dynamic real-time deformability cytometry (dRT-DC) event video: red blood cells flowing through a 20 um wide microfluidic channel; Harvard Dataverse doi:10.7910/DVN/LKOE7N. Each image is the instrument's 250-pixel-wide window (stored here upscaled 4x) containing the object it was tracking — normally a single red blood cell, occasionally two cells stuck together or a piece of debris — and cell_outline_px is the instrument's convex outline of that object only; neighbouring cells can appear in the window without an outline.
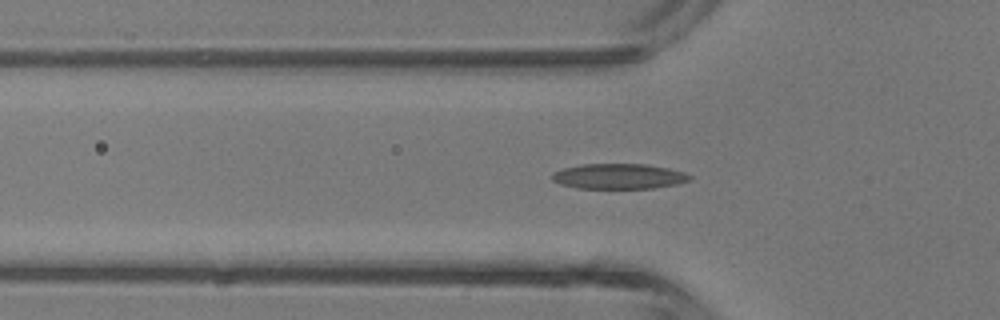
{"species": "common noctule bat (a hibernating species)", "species_latin": "Nyctalus noctula", "temperature_condition": "room temperature", "stored_images_in_passage": 33, "camera_frame_rate_fps": 3000, "um_per_image_px": 0.085, "animal": {"sex": "male", "body_mass_g": 13.3}, "frame": {"image": 1, "passage_image": 9, "time_ms": 2.667, "image_size_px": [1000, 320], "cell_outline_px": [[692, 176], [688, 180], [676, 184], [652, 188], [576, 188], [560, 184], [552, 180], [552, 172], [564, 168], [580, 164], [644, 164], [668, 168], [684, 172]], "centroid_in_image_um": [52.55, 14.98], "position_along_channel_um": 73.2, "area_um2": 20.17}}
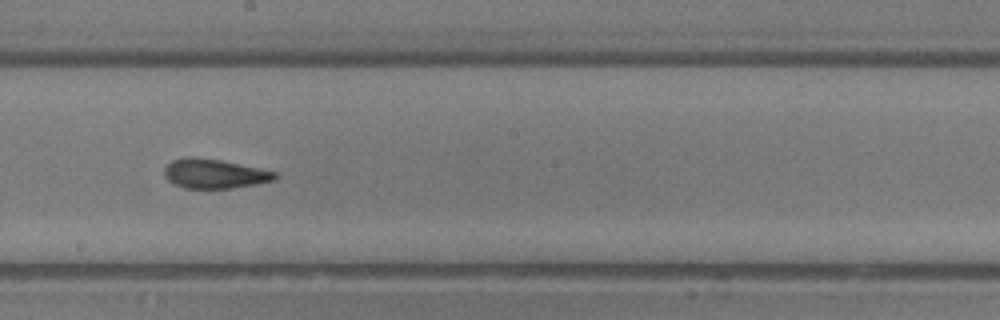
{"frame": {"image": 2, "passage_image": 19, "time_ms": 6.0, "image_size_px": [1000, 320], "cell_outline_px": [[276, 176], [272, 180], [256, 184], [232, 188], [184, 188], [168, 180], [164, 176], [164, 168], [172, 160], [188, 156], [192, 156], [220, 160], [276, 172]], "centroid_in_image_um": [18.17, 14.76], "position_along_channel_um": 230.0, "area_um2": 18.67}}
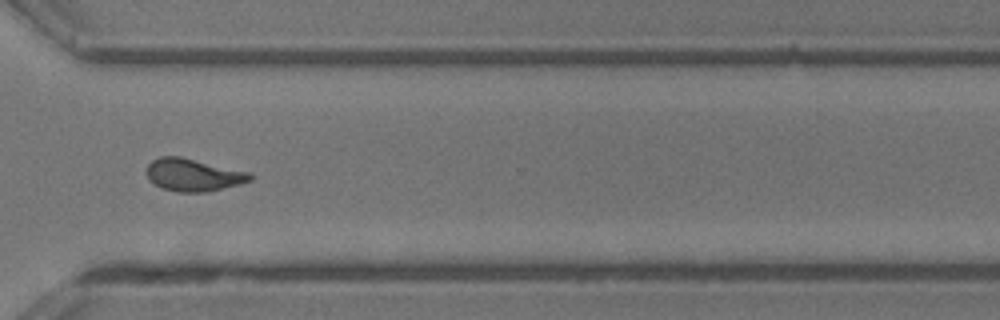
{"frame": {"image": 3, "passage_image": 27, "time_ms": 8.667, "image_size_px": [1000, 320], "cell_outline_px": [[252, 180], [240, 184], [208, 192], [176, 192], [160, 188], [148, 176], [148, 164], [152, 160], [160, 156], [180, 156], [248, 172], [252, 176]], "centroid_in_image_um": [16.43, 14.87], "position_along_channel_um": 354.2, "area_um2": 19.42}, "authors_computed_cell_mechanics": {"area_um2": 18.9006, "velocity_mm_per_s": 4.6706, "shape_relaxation_time_tau1_ms": 4.4673, "shape_relaxation_time_tau2_ms": 1.7556, "deformation_change_tau1": 0.1816, "deformation_change_tau2": 0.1069}}